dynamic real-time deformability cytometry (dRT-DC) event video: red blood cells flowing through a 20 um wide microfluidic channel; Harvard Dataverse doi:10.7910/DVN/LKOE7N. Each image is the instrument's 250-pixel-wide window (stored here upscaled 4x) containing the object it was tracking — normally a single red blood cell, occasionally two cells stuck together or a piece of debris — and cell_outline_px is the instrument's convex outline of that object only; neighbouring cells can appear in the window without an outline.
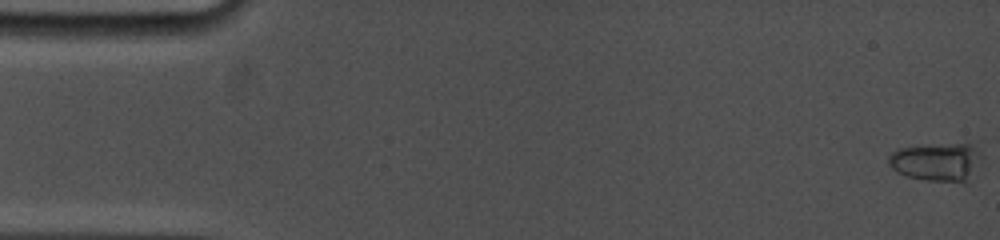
{"species": "common noctule bat (a hibernating species)", "species_latin": "Nyctalus noctula", "temperature_condition": "cold", "stored_images_in_passage": 11, "camera_frame_rate_fps": 5000, "um_per_image_px": 0.085, "animal": {"sex": "female", "body_mass_g": 19.0, "forearm_length_mm": 53.3}, "frame": {"image": 1, "passage_image": 1, "time_ms": 0.0, "image_size_px": [1000, 240], "cell_outline_px": [[984, 160], [968, 184], [964, 184], [924, 180], [908, 176], [896, 172], [888, 164], [888, 156], [896, 148], [980, 140]], "centroid_in_image_um": [79.83, 13.73], "position_along_channel_um": 5.2, "area_um2": 22.66}}